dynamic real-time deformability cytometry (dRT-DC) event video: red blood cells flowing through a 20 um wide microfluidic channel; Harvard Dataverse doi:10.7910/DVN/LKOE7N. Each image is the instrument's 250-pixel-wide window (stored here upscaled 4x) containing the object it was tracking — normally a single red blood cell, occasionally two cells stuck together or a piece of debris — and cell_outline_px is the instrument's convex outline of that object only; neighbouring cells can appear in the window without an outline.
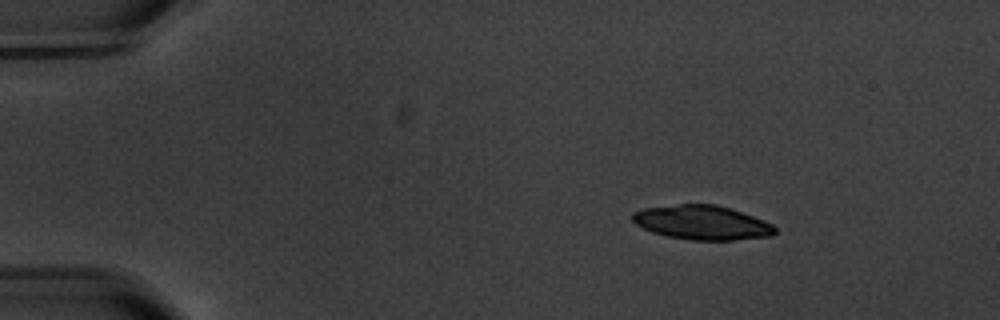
{"species": "common noctule bat (a hibernating species)", "species_latin": "Nyctalus noctula", "temperature_condition": "warm", "stored_images_in_passage": 3, "camera_frame_rate_fps": 3000, "um_per_image_px": 0.085, "animal": {"sex": "male", "body_mass_g": 20.1, "forearm_length_mm": 53.5}, "frame": {"image": 1, "passage_image": 1, "time_ms": 0.0, "image_size_px": [1000, 320], "cell_outline_px": [[776, 232], [772, 236], [732, 240], [692, 240], [668, 236], [652, 232], [636, 224], [632, 220], [632, 212], [644, 208], [676, 204], [716, 204], [764, 220], [772, 224], [776, 228]], "centroid_in_image_um": [59.67, 18.92], "position_along_channel_um": 25.3, "area_um2": 28.32}}